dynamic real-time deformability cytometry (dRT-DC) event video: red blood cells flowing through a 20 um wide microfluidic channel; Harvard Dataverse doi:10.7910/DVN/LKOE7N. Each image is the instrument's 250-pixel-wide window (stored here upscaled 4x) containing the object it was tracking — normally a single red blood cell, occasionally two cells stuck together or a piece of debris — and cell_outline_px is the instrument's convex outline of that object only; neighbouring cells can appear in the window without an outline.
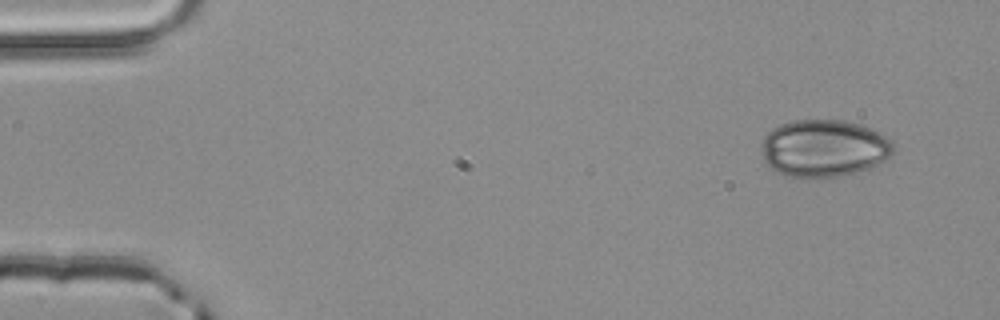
{"species": "common noctule bat (a hibernating species)", "species_latin": "Nyctalus noctula", "temperature_condition": "room temperature", "stored_images_in_passage": 3, "camera_frame_rate_fps": 3000, "um_per_image_px": 0.085, "animal": {"sex": "male", "body_mass_g": 20.4}, "frame": {"image": 1, "passage_image": 1, "time_ms": 0.0, "image_size_px": [1000, 320], "cell_outline_px": [[896, 148], [892, 156], [868, 168], [856, 172], [840, 176], [804, 180], [788, 176], [776, 172], [764, 164], [764, 136], [772, 128], [780, 124], [792, 120], [844, 120], [860, 124], [892, 140]], "centroid_in_image_um": [70.03, 12.63], "position_along_channel_um": 15.0, "area_um2": 44.51}}